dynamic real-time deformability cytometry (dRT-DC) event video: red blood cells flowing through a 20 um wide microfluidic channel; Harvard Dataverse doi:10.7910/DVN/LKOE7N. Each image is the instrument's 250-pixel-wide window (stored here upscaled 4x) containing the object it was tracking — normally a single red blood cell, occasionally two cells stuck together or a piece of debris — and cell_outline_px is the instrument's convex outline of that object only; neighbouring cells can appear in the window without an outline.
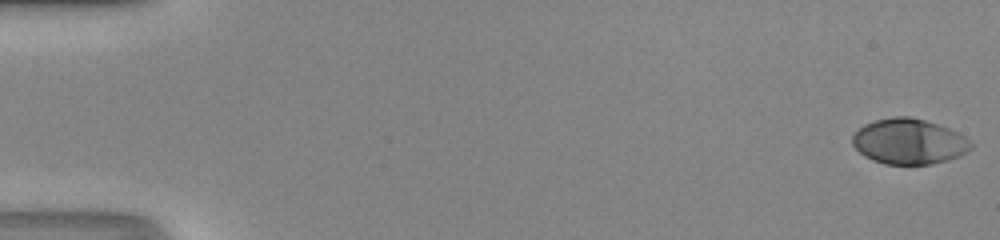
{"species": "human", "species_latin": "Homo sapiens", "temperature_condition": "room temperature", "stored_images_in_passage": 51, "camera_frame_rate_fps": 3000, "um_per_image_px": 0.085, "donor": {"sex": "male"}, "frame": {"image": 1, "passage_image": 1, "time_ms": 0.0, "image_size_px": [1000, 240], "cell_outline_px": [[972, 148], [968, 152], [960, 156], [948, 160], [932, 164], [884, 164], [872, 160], [864, 156], [852, 144], [852, 136], [864, 124], [876, 120], [892, 116], [908, 116], [924, 120], [948, 128], [964, 136], [972, 144]], "centroid_in_image_um": [77.26, 12.03], "position_along_channel_um": 7.7, "area_um2": 31.33}}
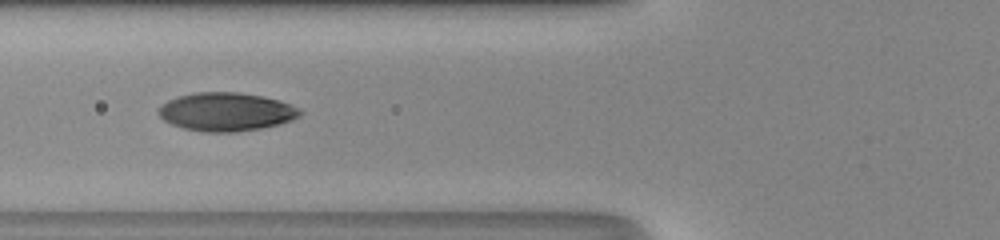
{"frame": {"image": 2, "passage_image": 21, "time_ms": 6.667, "image_size_px": [1000, 240], "cell_outline_px": [[304, 112], [300, 116], [292, 120], [280, 124], [260, 128], [236, 132], [204, 132], [184, 128], [172, 124], [164, 120], [156, 112], [160, 104], [168, 100], [192, 92], [240, 92], [260, 96], [276, 100], [300, 108]], "centroid_in_image_um": [19.2, 9.5], "position_along_channel_um": 106.6, "area_um2": 31.73}}
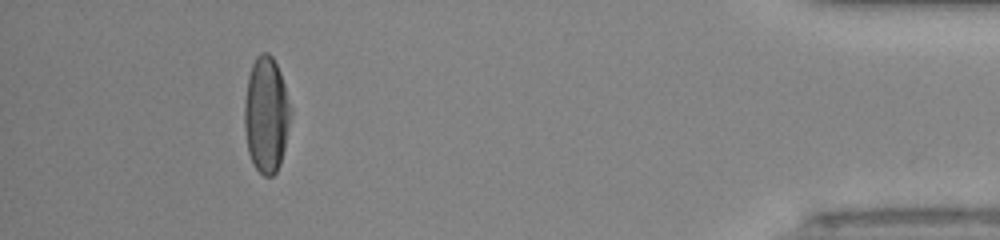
{"frame": {"image": 3, "passage_image": 47, "time_ms": 15.333, "image_size_px": [1000, 240], "cell_outline_px": [[292, 112], [284, 148], [280, 164], [276, 172], [272, 176], [264, 176], [252, 164], [248, 152], [244, 128], [244, 100], [248, 76], [252, 64], [256, 56], [260, 52], [268, 52], [272, 56], [280, 72], [284, 84]], "centroid_in_image_um": [22.61, 9.74], "position_along_channel_um": 412.6, "area_um2": 31.39}, "authors_computed_cell_mechanics": {"area_um2": 31.3276, "velocity_mm_per_s": 4.2103, "shape_relaxation_time_tau1_ms": 3.634, "shape_relaxation_time_tau2_ms": null, "deformation_change_tau1": 0.2139, "deformation_change_tau2": null}}